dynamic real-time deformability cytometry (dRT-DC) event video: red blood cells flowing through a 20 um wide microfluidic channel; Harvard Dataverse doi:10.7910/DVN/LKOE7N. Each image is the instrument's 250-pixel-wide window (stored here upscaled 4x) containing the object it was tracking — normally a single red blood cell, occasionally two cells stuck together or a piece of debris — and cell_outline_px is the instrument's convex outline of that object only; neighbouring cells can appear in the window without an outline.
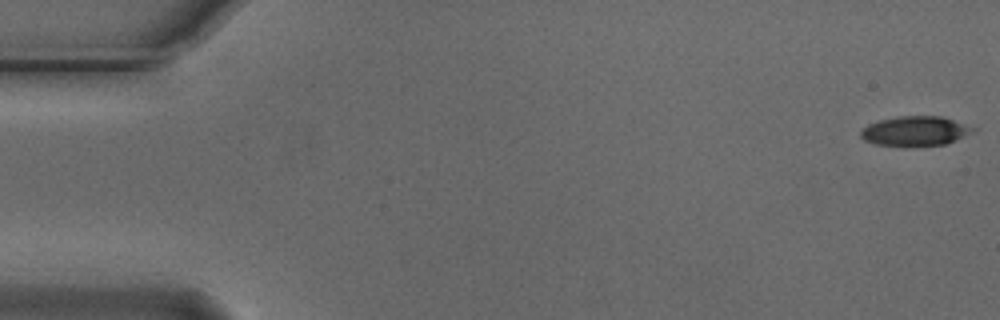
{"species": "Egyptian fruit bat (a non-hibernating species)", "species_latin": "Rousettus aegyptiacus", "temperature_condition": "cold", "stored_images_in_passage": 11, "camera_frame_rate_fps": 3000, "um_per_image_px": 0.085, "animal": {"sex": "male"}, "frame": {"image": 1, "passage_image": 1, "time_ms": 0.0, "image_size_px": [1000, 320], "cell_outline_px": [[976, 128], [972, 132], [944, 144], [904, 148], [876, 144], [864, 140], [860, 136], [860, 132], [868, 124], [880, 120], [900, 116], [940, 116]], "centroid_in_image_um": [77.72, 11.17], "position_along_channel_um": 7.3, "area_um2": 19.42}}